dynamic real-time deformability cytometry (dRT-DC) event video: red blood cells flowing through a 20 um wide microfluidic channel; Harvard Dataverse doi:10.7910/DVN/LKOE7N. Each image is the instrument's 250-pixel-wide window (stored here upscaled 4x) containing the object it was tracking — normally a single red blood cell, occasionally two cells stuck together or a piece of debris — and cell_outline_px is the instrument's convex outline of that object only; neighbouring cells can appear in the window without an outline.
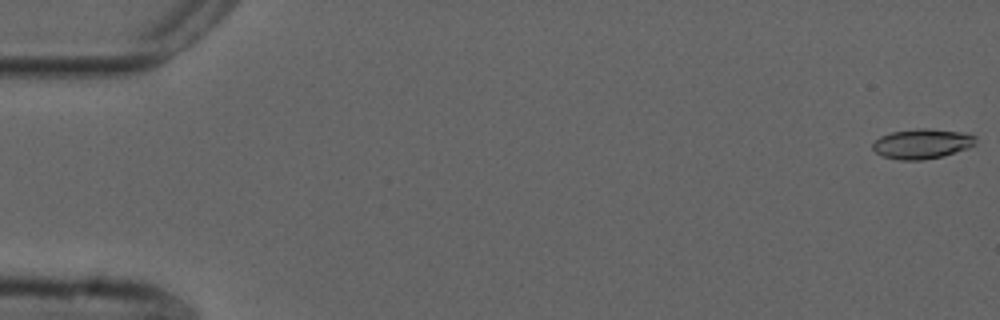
{"species": "common noctule bat (a hibernating species)", "species_latin": "Nyctalus noctula", "temperature_condition": "cold", "stored_images_in_passage": 55, "camera_frame_rate_fps": 3000, "um_per_image_px": 0.085, "animal": {"sex": "male", "forearm_length_mm": 52.5}, "frame": {"image": 1, "passage_image": 1, "time_ms": 0.0, "image_size_px": [1000, 320], "cell_outline_px": [[976, 144], [968, 148], [940, 156], [924, 160], [900, 160], [884, 156], [876, 152], [872, 148], [872, 144], [880, 136], [892, 132], [916, 128], [928, 128], [968, 132], [976, 136]], "centroid_in_image_um": [78.41, 12.2], "position_along_channel_um": 6.6, "area_um2": 18.03}}
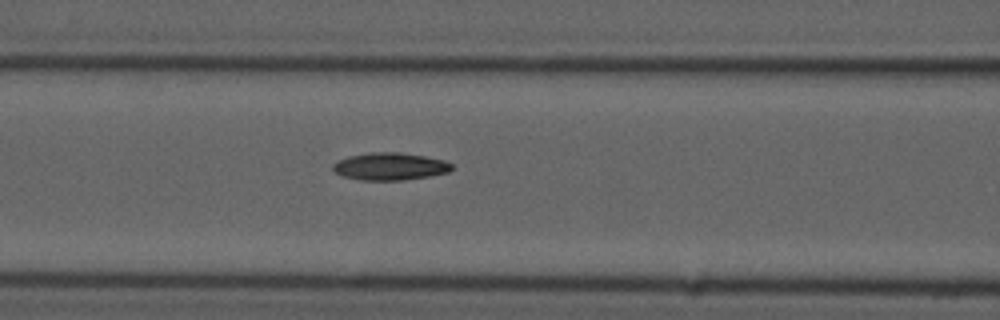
{"frame": {"image": 2, "passage_image": 23, "time_ms": 7.333, "image_size_px": [1000, 320], "cell_outline_px": [[452, 168], [448, 172], [428, 176], [404, 180], [360, 180], [340, 176], [332, 168], [332, 164], [348, 156], [372, 152], [400, 152], [424, 156], [444, 160], [452, 164]], "centroid_in_image_um": [33.12, 14.14], "position_along_channel_um": 133.5, "area_um2": 18.96}}
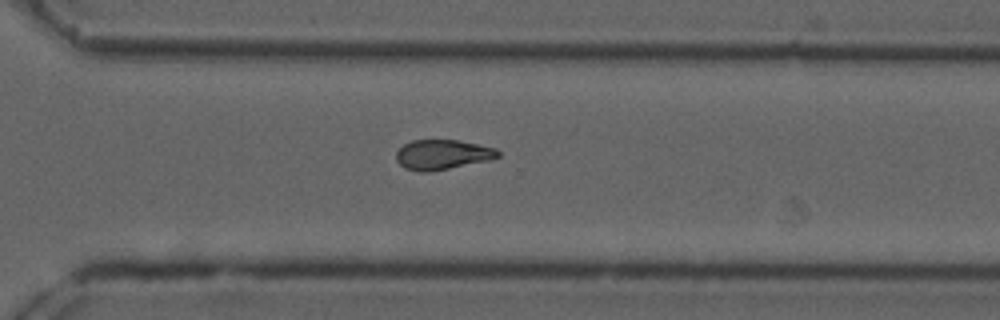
{"frame": {"image": 3, "passage_image": 39, "time_ms": 12.667, "image_size_px": [1000, 320], "cell_outline_px": [[500, 156], [488, 160], [428, 172], [420, 172], [404, 168], [396, 160], [396, 152], [404, 144], [412, 140], [456, 140], [496, 148], [500, 152]], "centroid_in_image_um": [37.58, 13.14], "position_along_channel_um": 333.0, "area_um2": 17.51}, "authors_computed_cell_mechanics": {"area_um2": 18.0336, "velocity_mm_per_s": 3.7491, "shape_relaxation_time_tau1_ms": 8.8901, "shape_relaxation_time_tau2_ms": 7.5829, "deformation_change_tau1": 0.2008, "deformation_change_tau2": 0.1547}}